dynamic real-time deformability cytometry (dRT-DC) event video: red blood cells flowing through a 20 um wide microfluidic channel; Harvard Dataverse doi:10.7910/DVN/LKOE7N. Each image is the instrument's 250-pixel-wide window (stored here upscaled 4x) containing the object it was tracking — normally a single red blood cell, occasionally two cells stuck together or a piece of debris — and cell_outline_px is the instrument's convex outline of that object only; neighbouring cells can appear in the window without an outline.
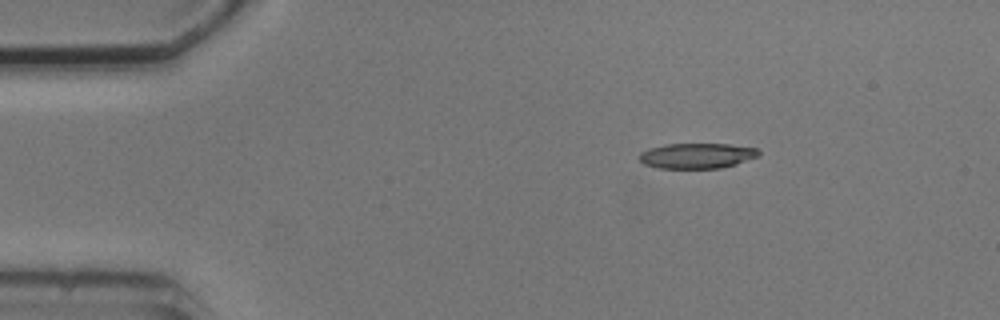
{"species": "common noctule bat (a hibernating species)", "species_latin": "Nyctalus noctula", "temperature_condition": "cold", "stored_images_in_passage": 5, "segment_of_instrument_passage": [1, 2], "camera_frame_rate_fps": 3000, "um_per_image_px": 0.085, "animal": {"sex": "male", "body_mass_g": 20.5, "forearm_length_mm": 52.5}, "frame": {"image": 1, "passage_image": 2, "time_ms": 2.0, "image_size_px": [1000, 320], "cell_outline_px": [[760, 156], [736, 164], [720, 168], [656, 168], [644, 164], [636, 156], [640, 152], [648, 148], [664, 144], [728, 144], [756, 148], [760, 152]], "centroid_in_image_um": [59.2, 13.24], "position_along_channel_um": 25.8, "area_um2": 17.8}}